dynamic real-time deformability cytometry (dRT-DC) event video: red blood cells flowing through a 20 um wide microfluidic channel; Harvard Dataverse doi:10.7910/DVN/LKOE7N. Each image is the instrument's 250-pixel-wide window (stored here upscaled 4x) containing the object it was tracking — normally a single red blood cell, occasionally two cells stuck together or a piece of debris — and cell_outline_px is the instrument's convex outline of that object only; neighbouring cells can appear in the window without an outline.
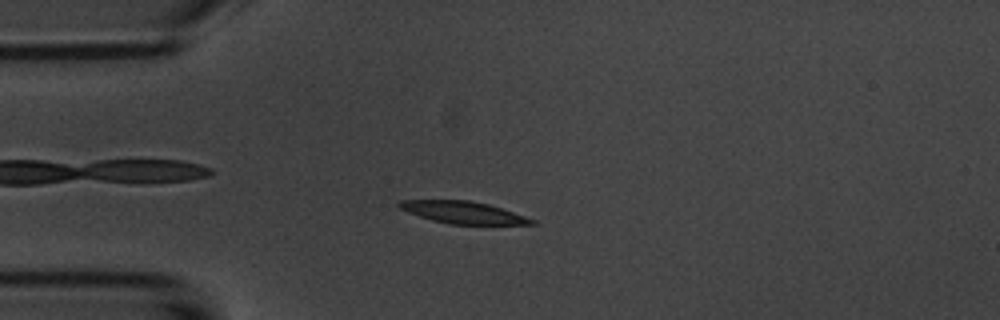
{"species": "common noctule bat (a hibernating species)", "species_latin": "Nyctalus noctula", "temperature_condition": "room temperature", "stored_images_in_passage": 44, "camera_frame_rate_fps": 3000, "um_per_image_px": 0.085, "animal": {"sex": "male", "body_mass_g": 20.1, "forearm_length_mm": 53.5}, "frame": {"image": 1, "passage_image": 3, "time_ms": 0.667, "image_size_px": [1000, 320], "cell_outline_px": [[536, 224], [452, 224], [432, 220], [408, 212], [400, 208], [396, 204], [400, 200], [472, 200], [488, 204], [536, 220]], "centroid_in_image_um": [39.34, 18.05], "position_along_channel_um": 45.7, "area_um2": 16.82}}
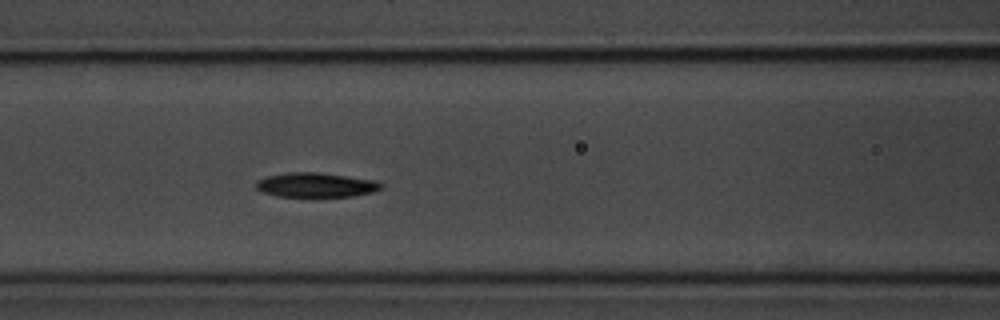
{"frame": {"image": 2, "passage_image": 12, "time_ms": 3.667, "image_size_px": [1000, 320], "cell_outline_px": [[384, 188], [372, 192], [352, 196], [276, 196], [264, 192], [256, 188], [256, 180], [268, 176], [288, 172], [316, 172], [376, 180], [384, 184]], "centroid_in_image_um": [26.88, 15.71], "position_along_channel_um": 139.7, "area_um2": 17.74}}
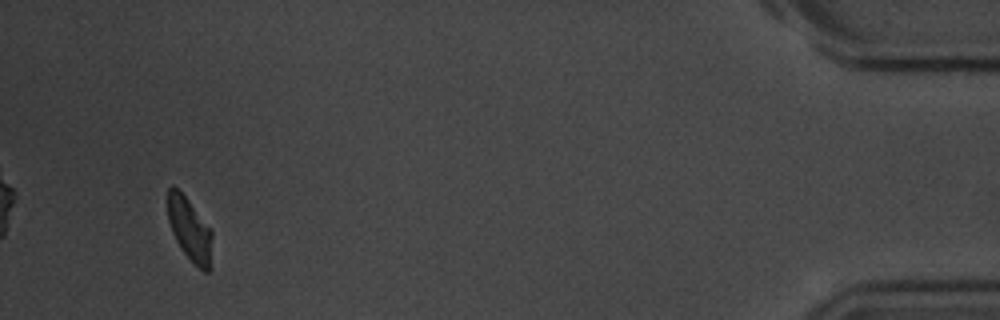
{"frame": {"image": 3, "passage_image": 41, "time_ms": 13.333, "image_size_px": [1000, 320], "cell_outline_px": [[212, 268], [208, 272], [204, 272], [184, 252], [176, 240], [172, 232], [168, 220], [168, 188], [172, 184], [188, 200], [212, 228]], "centroid_in_image_um": [16.17, 19.51], "position_along_channel_um": 419.0, "area_um2": 16.42}, "authors_computed_cell_mechanics": {"area_um2": 17.9758, "velocity_mm_per_s": 3.6737, "shape_relaxation_time_tau1_ms": 2.8437, "shape_relaxation_time_tau2_ms": null, "deformation_change_tau1": 0.1088, "deformation_change_tau2": null}}